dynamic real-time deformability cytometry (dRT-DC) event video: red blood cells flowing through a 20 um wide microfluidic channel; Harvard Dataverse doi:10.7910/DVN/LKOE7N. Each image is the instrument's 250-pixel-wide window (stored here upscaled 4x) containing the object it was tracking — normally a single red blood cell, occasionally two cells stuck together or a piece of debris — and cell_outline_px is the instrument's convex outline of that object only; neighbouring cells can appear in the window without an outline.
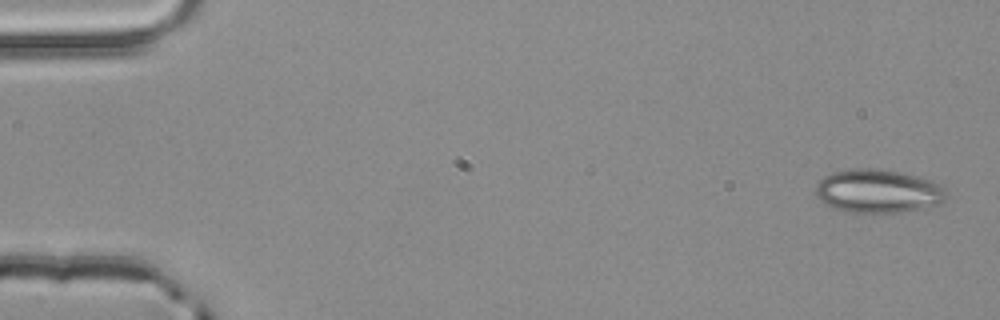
{"species": "common noctule bat (a hibernating species)", "species_latin": "Nyctalus noctula", "temperature_condition": "room temperature", "stored_images_in_passage": 4, "camera_frame_rate_fps": 3000, "um_per_image_px": 0.085, "animal": {"sex": "male", "body_mass_g": 20.4}, "frame": {"image": 1, "passage_image": 1, "time_ms": 0.0, "image_size_px": [1000, 320], "cell_outline_px": [[948, 196], [940, 204], [900, 212], [852, 212], [832, 208], [824, 204], [816, 196], [816, 184], [824, 176], [832, 172], [852, 168], [876, 168], [900, 172], [932, 180], [944, 188]], "centroid_in_image_um": [74.61, 16.23], "position_along_channel_um": 10.4, "area_um2": 33.18}}